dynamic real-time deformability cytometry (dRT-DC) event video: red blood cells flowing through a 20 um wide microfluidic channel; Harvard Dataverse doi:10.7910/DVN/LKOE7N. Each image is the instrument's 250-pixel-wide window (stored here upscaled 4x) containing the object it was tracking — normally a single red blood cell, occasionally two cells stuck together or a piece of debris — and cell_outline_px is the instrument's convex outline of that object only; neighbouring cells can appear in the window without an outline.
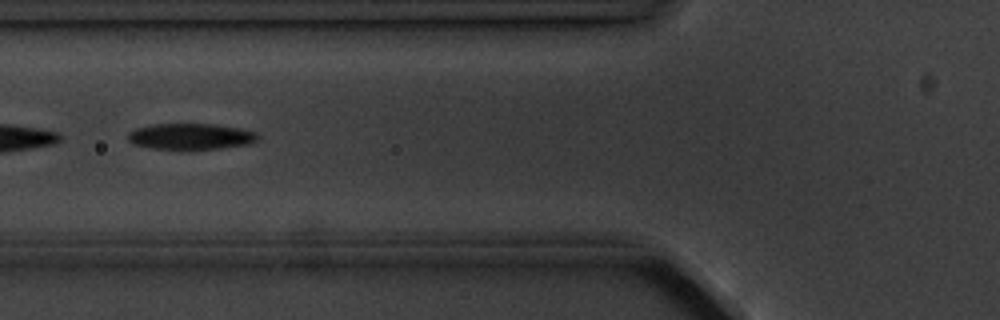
{"species": "common noctule bat (a hibernating species)", "species_latin": "Nyctalus noctula", "temperature_condition": "cold", "stored_images_in_passage": 13, "camera_frame_rate_fps": 3000, "um_per_image_px": 0.085, "animal": {"sex": "male", "body_mass_g": 20.1, "forearm_length_mm": 53.5}, "frame": {"image": 1, "passage_image": 4, "time_ms": 4.667, "image_size_px": [1000, 320], "cell_outline_px": [[260, 136], [256, 140], [248, 144], [220, 148], [188, 152], [152, 148], [132, 144], [128, 140], [128, 132], [136, 128], [152, 124], [216, 124], [240, 128], [256, 132]], "centroid_in_image_um": [16.19, 11.63], "position_along_channel_um": 109.6, "area_um2": 20.46}}
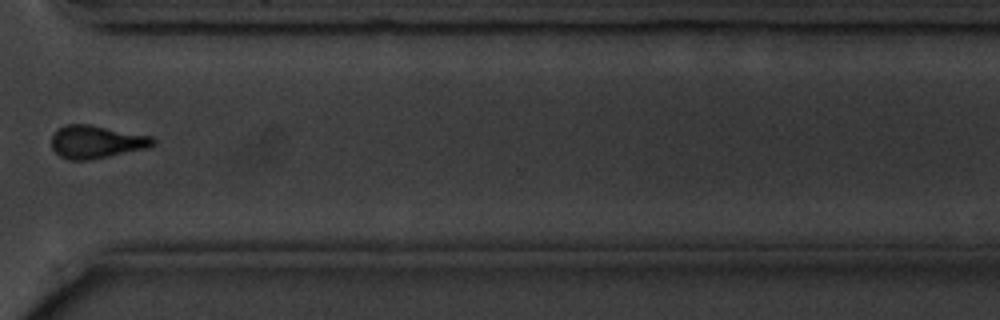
{"frame": {"image": 2, "passage_image": 10, "time_ms": 11.667, "image_size_px": [1000, 320], "cell_outline_px": [[156, 144], [148, 148], [88, 160], [68, 160], [60, 156], [52, 148], [52, 136], [56, 128], [64, 124], [88, 124], [152, 136], [156, 140]], "centroid_in_image_um": [8.18, 12.05], "position_along_channel_um": 362.4, "area_um2": 19.54}, "authors_computed_cell_mechanics": {"area_um2": 20.4612, "velocity_mm_per_s": 3.6079, "shape_relaxation_time_tau1_ms": 2.1271, "shape_relaxation_time_tau2_ms": null, "deformation_change_tau1": 0.1066, "deformation_change_tau2": null}}